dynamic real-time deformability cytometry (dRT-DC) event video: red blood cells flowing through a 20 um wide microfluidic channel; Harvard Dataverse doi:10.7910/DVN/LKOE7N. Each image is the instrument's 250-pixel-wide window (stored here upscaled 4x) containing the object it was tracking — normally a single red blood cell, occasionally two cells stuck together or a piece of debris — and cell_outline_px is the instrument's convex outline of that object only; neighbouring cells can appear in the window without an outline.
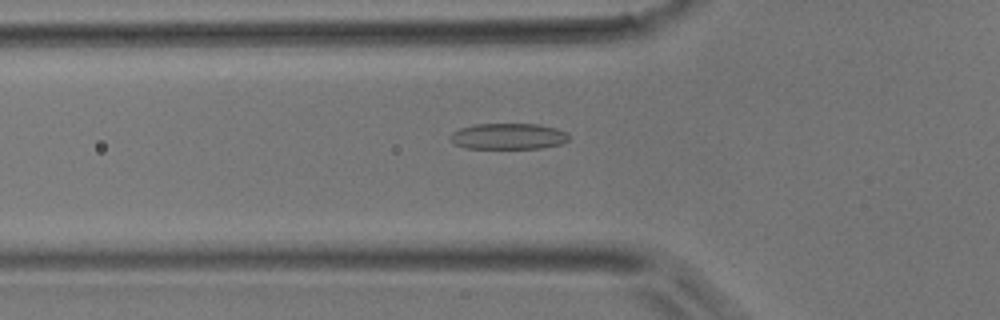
{"species": "common noctule bat (a hibernating species)", "species_latin": "Nyctalus noctula", "temperature_condition": "room temperature", "stored_images_in_passage": 40, "camera_frame_rate_fps": 3000, "um_per_image_px": 0.085, "animal": {"sex": "male", "body_mass_g": 17.9}, "frame": {"image": 1, "passage_image": 9, "time_ms": 2.667, "image_size_px": [1000, 320], "cell_outline_px": [[568, 140], [564, 144], [544, 148], [464, 148], [456, 144], [448, 136], [452, 132], [460, 128], [476, 124], [540, 124], [556, 128], [568, 132]], "centroid_in_image_um": [43.25, 11.58], "position_along_channel_um": 82.6, "area_um2": 18.15}}
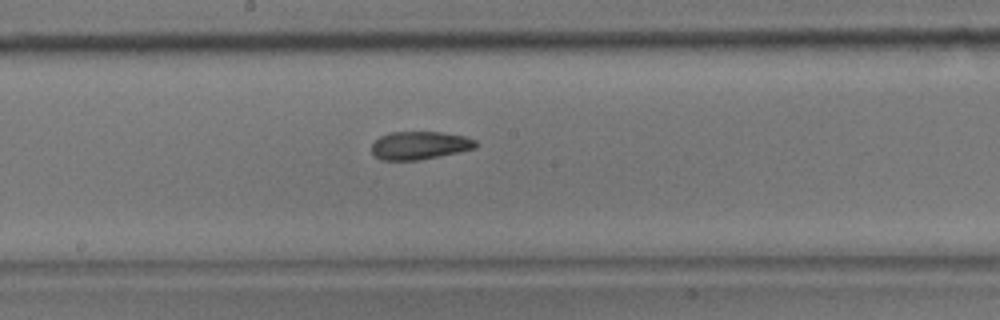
{"frame": {"image": 2, "passage_image": 18, "time_ms": 5.667, "image_size_px": [1000, 320], "cell_outline_px": [[476, 148], [420, 160], [380, 160], [372, 152], [372, 144], [380, 136], [392, 132], [440, 132], [464, 136], [476, 140]], "centroid_in_image_um": [35.66, 12.36], "position_along_channel_um": 212.5, "area_um2": 16.88}}
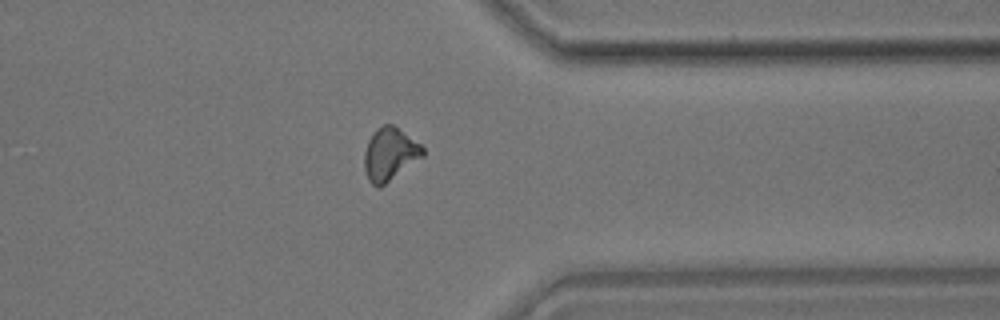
{"frame": {"image": 3, "passage_image": 30, "time_ms": 9.667, "image_size_px": [1000, 320], "cell_outline_px": [[424, 156], [380, 188], [376, 188], [368, 180], [364, 168], [364, 152], [368, 140], [372, 132], [376, 128], [384, 124], [392, 124], [420, 144], [424, 148]], "centroid_in_image_um": [33.11, 13.12], "position_along_channel_um": 378.3, "area_um2": 18.09}}